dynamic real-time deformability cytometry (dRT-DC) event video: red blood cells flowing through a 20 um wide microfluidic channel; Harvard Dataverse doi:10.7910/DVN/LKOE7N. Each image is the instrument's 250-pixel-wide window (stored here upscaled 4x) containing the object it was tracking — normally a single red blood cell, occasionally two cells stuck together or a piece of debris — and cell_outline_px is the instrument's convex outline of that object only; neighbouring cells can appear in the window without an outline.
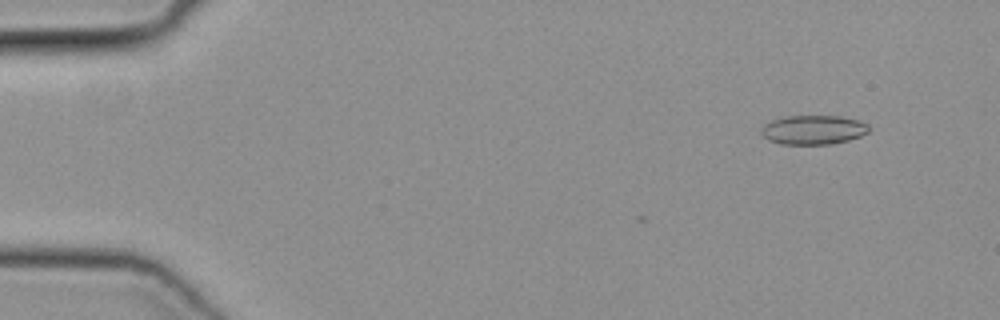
{"species": "common noctule bat (a hibernating species)", "species_latin": "Nyctalus noctula", "temperature_condition": "cold", "stored_images_in_passage": 4, "camera_frame_rate_fps": 3000, "um_per_image_px": 0.085, "animal": {"sex": "female", "body_mass_g": 19.3, "forearm_length_mm": 54.1}, "frame": {"image": 1, "passage_image": 1, "time_ms": 0.0, "image_size_px": [1000, 320], "cell_outline_px": [[872, 128], [868, 132], [860, 136], [848, 140], [832, 144], [780, 144], [768, 140], [760, 132], [760, 128], [764, 124], [772, 120], [784, 116], [840, 116], [860, 120], [868, 124]], "centroid_in_image_um": [69.14, 11.03], "position_along_channel_um": 15.9, "area_um2": 18.55}}